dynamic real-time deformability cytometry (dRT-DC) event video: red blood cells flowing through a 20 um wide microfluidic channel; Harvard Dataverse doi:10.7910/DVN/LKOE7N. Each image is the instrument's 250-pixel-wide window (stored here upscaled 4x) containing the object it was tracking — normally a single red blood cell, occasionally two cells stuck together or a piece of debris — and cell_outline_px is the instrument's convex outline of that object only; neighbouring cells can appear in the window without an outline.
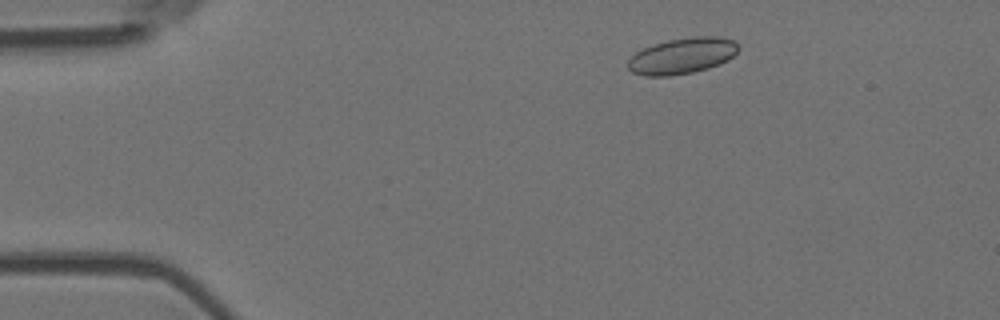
{"species": "Egyptian fruit bat (a non-hibernating species)", "species_latin": "Rousettus aegyptiacus", "temperature_condition": "room temperature", "stored_images_in_passage": 7, "segment_of_instrument_passage": [2, 2], "camera_frame_rate_fps": 3000, "um_per_image_px": 0.085, "animal": {"sex": "female"}, "frame": {"image": 1, "passage_image": 7, "time_ms": 2.0, "image_size_px": [1000, 320], "cell_outline_px": [[740, 48], [728, 60], [720, 64], [708, 68], [692, 72], [668, 76], [644, 76], [632, 72], [628, 68], [628, 60], [636, 52], [644, 48], [668, 40], [696, 36], [716, 36], [732, 40]], "centroid_in_image_um": [57.98, 4.75], "position_along_channel_um": 27.0, "area_um2": 22.95}}